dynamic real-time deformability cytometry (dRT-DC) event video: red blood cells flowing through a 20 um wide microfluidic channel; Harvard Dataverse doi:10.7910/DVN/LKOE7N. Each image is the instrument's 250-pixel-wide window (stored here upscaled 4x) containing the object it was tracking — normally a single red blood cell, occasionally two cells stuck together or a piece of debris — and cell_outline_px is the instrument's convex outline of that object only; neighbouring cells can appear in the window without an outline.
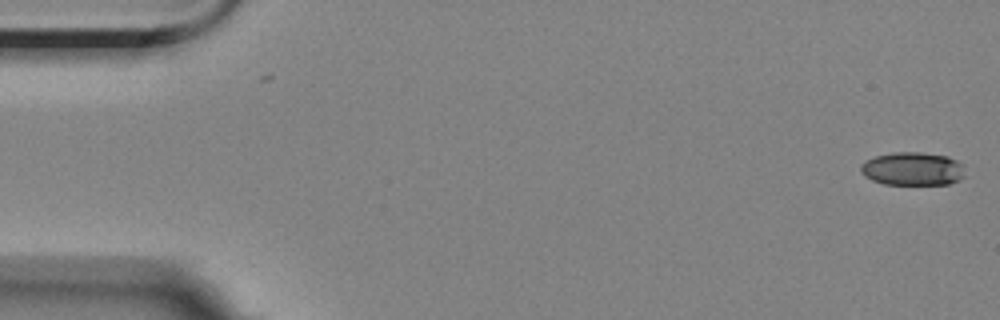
{"species": "Egyptian fruit bat (a non-hibernating species)", "species_latin": "Rousettus aegyptiacus", "temperature_condition": "room temperature", "stored_images_in_passage": 2, "camera_frame_rate_fps": 3000, "um_per_image_px": 0.085, "animal": {"sex": "female"}, "frame": {"image": 1, "passage_image": 2, "time_ms": 1.0, "image_size_px": [1000, 320], "cell_outline_px": [[964, 176], [960, 180], [948, 184], [884, 184], [872, 180], [864, 176], [860, 172], [860, 164], [864, 160], [876, 156], [892, 152], [920, 152], [948, 156], [964, 164]], "centroid_in_image_um": [77.57, 14.34], "position_along_channel_um": 7.4, "area_um2": 20.52}}